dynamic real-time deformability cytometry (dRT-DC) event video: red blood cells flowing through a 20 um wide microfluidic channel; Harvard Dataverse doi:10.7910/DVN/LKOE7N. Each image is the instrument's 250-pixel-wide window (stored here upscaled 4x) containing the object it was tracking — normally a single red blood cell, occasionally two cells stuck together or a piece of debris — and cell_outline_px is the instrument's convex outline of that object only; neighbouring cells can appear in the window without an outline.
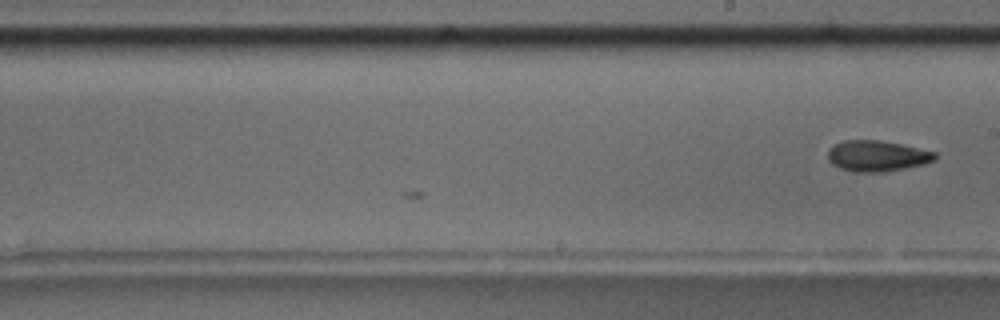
{"species": "common noctule bat (a hibernating species)", "species_latin": "Nyctalus noctula", "temperature_condition": "room temperature", "stored_images_in_passage": 16, "camera_frame_rate_fps": 3000, "um_per_image_px": 0.085, "animal": {"sex": "male", "body_mass_g": 17.5, "forearm_length_mm": 52.3}, "frame": {"image": 1, "passage_image": 16, "time_ms": 5.0, "image_size_px": [1000, 320], "cell_outline_px": [[936, 160], [924, 164], [904, 168], [880, 172], [852, 172], [840, 168], [832, 164], [828, 160], [828, 148], [844, 140], [880, 140], [900, 144], [936, 152]], "centroid_in_image_um": [74.53, 13.25], "position_along_channel_um": 214.5, "area_um2": 19.25}}